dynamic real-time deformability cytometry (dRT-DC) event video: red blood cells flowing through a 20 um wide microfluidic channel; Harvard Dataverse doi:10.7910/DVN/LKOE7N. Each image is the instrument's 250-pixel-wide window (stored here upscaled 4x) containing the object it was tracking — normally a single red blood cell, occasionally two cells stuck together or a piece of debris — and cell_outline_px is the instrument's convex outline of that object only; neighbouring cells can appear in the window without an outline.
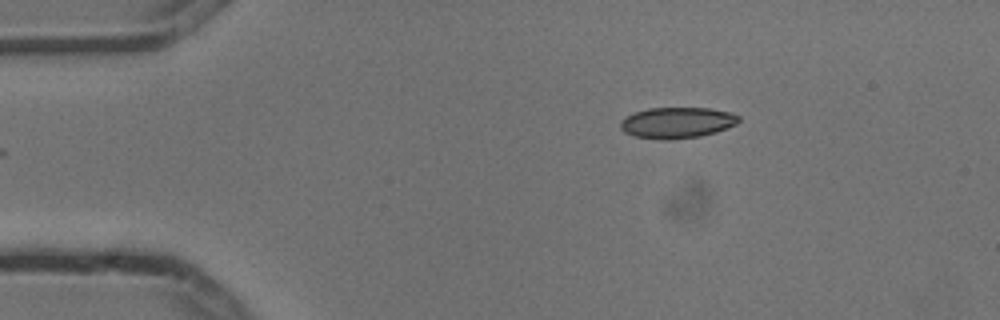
{"species": "common noctule bat (a hibernating species)", "species_latin": "Nyctalus noctula", "temperature_condition": "cold", "stored_images_in_passage": 2, "camera_frame_rate_fps": 3000, "um_per_image_px": 0.085, "animal": {"sex": "male", "body_mass_g": 13.3}, "frame": {"image": 1, "passage_image": 2, "time_ms": 0.333, "image_size_px": [1000, 320], "cell_outline_px": [[740, 120], [736, 124], [716, 132], [700, 136], [668, 140], [664, 140], [632, 136], [624, 132], [620, 128], [620, 120], [636, 112], [648, 108], [708, 108], [732, 112], [740, 116]], "centroid_in_image_um": [57.55, 10.43], "position_along_channel_um": 27.4, "area_um2": 21.44}}